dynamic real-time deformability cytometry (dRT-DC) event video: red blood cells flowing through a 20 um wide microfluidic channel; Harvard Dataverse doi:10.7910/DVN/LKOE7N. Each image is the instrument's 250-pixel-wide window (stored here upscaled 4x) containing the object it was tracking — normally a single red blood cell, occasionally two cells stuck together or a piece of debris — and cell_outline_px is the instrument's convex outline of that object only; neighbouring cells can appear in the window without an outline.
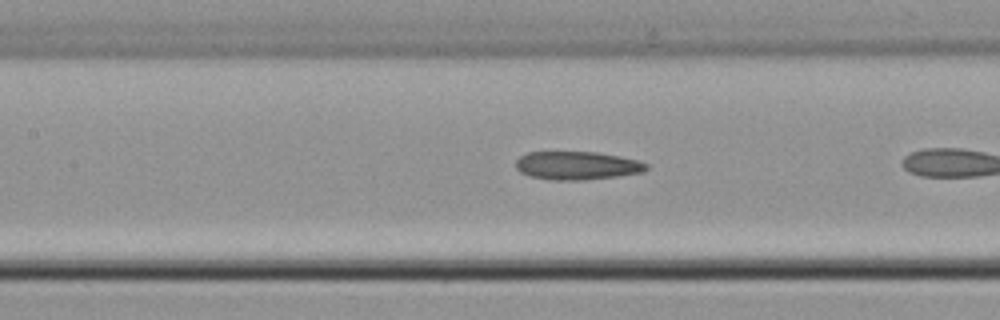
{"species": "common noctule bat (a hibernating species)", "species_latin": "Nyctalus noctula", "temperature_condition": "cold", "stored_images_in_passage": 14, "camera_frame_rate_fps": 3000, "um_per_image_px": 0.085, "animal": {"sex": "male", "body_mass_g": 21.5, "forearm_length_mm": 52.0}, "frame": {"image": 1, "passage_image": 8, "time_ms": 2.333, "image_size_px": [1000, 320], "cell_outline_px": [[648, 168], [644, 172], [616, 176], [584, 180], [552, 180], [528, 176], [520, 172], [516, 168], [516, 160], [520, 156], [528, 152], [596, 152], [620, 156], [636, 160], [648, 164]], "centroid_in_image_um": [49.03, 14.07], "position_along_channel_um": 158.4, "area_um2": 21.56}}